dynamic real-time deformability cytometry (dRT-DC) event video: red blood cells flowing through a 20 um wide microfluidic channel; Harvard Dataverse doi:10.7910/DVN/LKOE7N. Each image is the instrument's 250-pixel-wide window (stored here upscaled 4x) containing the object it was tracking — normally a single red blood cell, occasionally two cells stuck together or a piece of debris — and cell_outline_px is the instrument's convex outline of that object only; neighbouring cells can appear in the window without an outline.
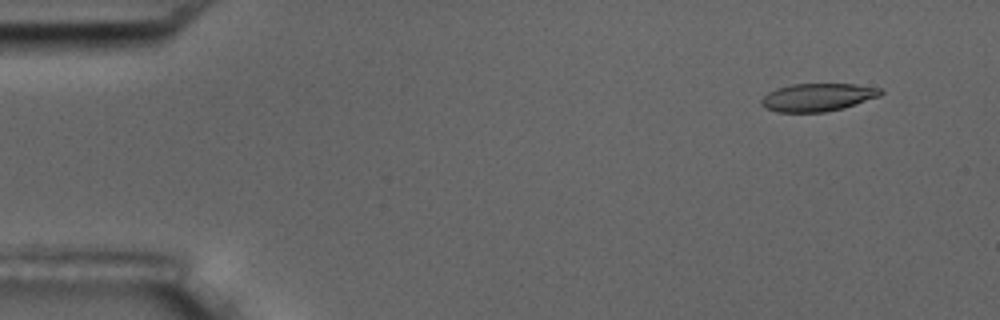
{"species": "common noctule bat (a hibernating species)", "species_latin": "Nyctalus noctula", "temperature_condition": "room temperature", "stored_images_in_passage": 11, "camera_frame_rate_fps": 3000, "um_per_image_px": 0.085, "animal": {"sex": "male", "body_mass_g": 17.5, "forearm_length_mm": 52.3}, "frame": {"image": 1, "passage_image": 2, "time_ms": 1.0, "image_size_px": [1000, 320], "cell_outline_px": [[884, 92], [880, 96], [844, 108], [824, 112], [776, 112], [764, 108], [760, 104], [760, 100], [768, 92], [776, 88], [792, 84], [856, 84], [884, 88]], "centroid_in_image_um": [69.51, 8.27], "position_along_channel_um": 15.5, "area_um2": 19.65}}
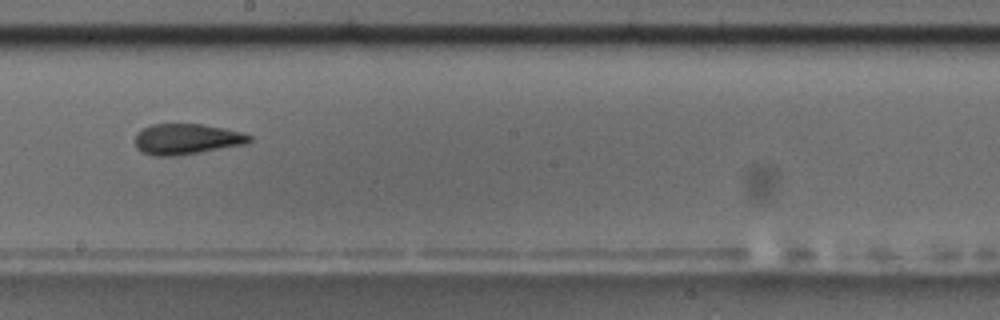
{"frame": {"image": 2, "passage_image": 10, "time_ms": 10.0, "image_size_px": [1000, 320], "cell_outline_px": [[252, 140], [244, 144], [200, 152], [176, 156], [156, 156], [140, 152], [136, 148], [136, 132], [152, 124], [200, 124], [224, 128], [240, 132], [252, 136]], "centroid_in_image_um": [15.83, 11.82], "position_along_channel_um": 232.4, "area_um2": 20.35}}
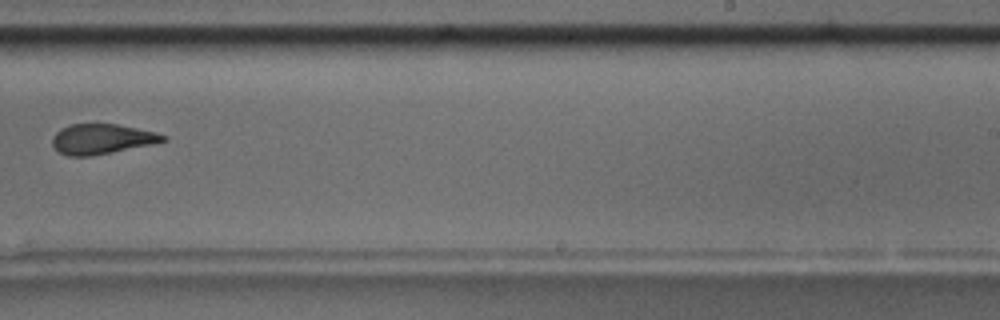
{"frame": {"image": 3, "passage_image": 11, "time_ms": 11.333, "image_size_px": [1000, 320], "cell_outline_px": [[168, 140], [112, 152], [92, 156], [68, 156], [60, 152], [52, 144], [52, 136], [60, 128], [72, 124], [116, 124], [156, 132], [168, 136]], "centroid_in_image_um": [8.64, 11.81], "position_along_channel_um": 280.4, "area_um2": 19.25}}